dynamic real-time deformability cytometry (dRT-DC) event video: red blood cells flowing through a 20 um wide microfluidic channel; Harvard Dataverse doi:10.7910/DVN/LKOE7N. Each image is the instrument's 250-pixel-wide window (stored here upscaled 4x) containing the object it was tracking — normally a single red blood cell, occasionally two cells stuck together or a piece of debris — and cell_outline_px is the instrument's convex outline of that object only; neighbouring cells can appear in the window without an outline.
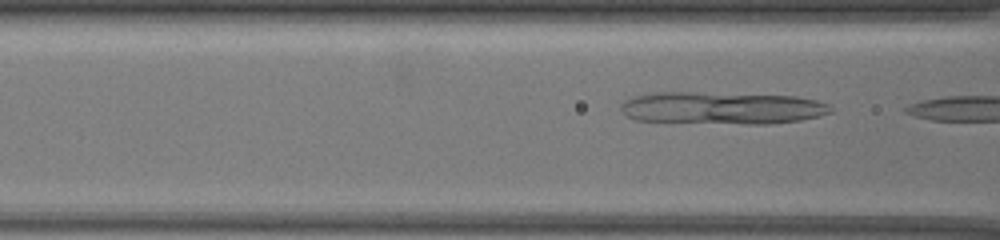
{"species": "common noctule bat (a hibernating species)", "species_latin": "Nyctalus noctula", "temperature_condition": "warm", "stored_images_in_passage": 7, "camera_frame_rate_fps": 3000, "um_per_image_px": 0.085, "animal": {"sex": "female", "body_mass_g": 19.5, "forearm_length_mm": 54.1}, "frame": {"image": 1, "passage_image": 6, "time_ms": 1.667, "image_size_px": [1000, 240], "cell_outline_px": [[832, 112], [820, 116], [800, 120], [768, 124], [748, 124], [636, 120], [628, 116], [620, 108], [620, 104], [624, 100], [632, 96], [652, 92], [696, 92], [796, 96], [816, 100], [828, 104], [832, 108]], "centroid_in_image_um": [61.37, 9.17], "position_along_channel_um": 105.2, "area_um2": 39.65}}